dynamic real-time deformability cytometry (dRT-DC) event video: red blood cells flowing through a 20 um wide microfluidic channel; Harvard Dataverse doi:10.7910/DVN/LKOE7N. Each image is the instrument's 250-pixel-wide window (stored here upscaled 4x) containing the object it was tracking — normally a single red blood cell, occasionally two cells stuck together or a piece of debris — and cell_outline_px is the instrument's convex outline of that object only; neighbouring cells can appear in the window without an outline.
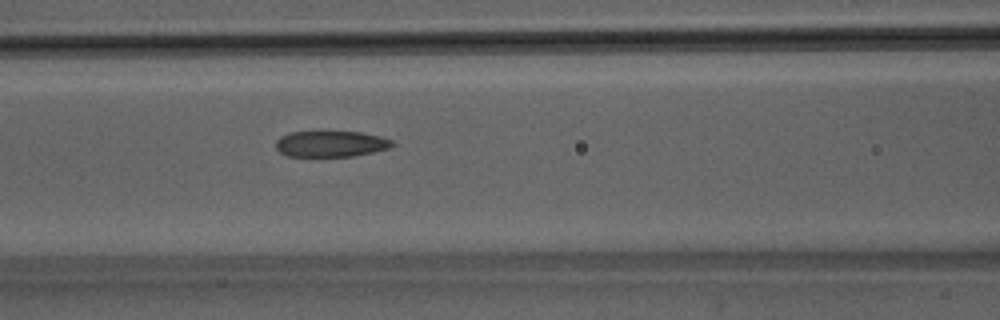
{"species": "Egyptian fruit bat (a non-hibernating species)", "species_latin": "Rousettus aegyptiacus", "temperature_condition": "room temperature", "stored_images_in_passage": 37, "camera_frame_rate_fps": 3000, "um_per_image_px": 0.085, "animal": {"sex": "male"}, "frame": {"image": 1, "passage_image": 9, "time_ms": 2.667, "image_size_px": [1000, 320], "cell_outline_px": [[396, 144], [388, 148], [372, 152], [352, 156], [288, 156], [280, 152], [276, 148], [276, 140], [280, 136], [292, 132], [360, 132], [380, 136], [392, 140]], "centroid_in_image_um": [28.12, 12.23], "position_along_channel_um": 138.5, "area_um2": 17.51}}
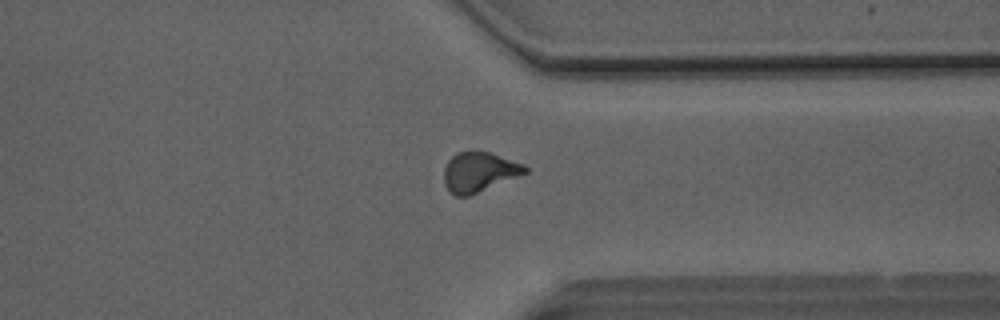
{"frame": {"image": 2, "passage_image": 26, "time_ms": 8.333, "image_size_px": [1000, 320], "cell_outline_px": [[528, 172], [468, 196], [452, 196], [448, 192], [444, 184], [444, 168], [448, 160], [456, 152], [488, 152], [524, 164], [528, 168]], "centroid_in_image_um": [40.68, 14.64], "position_along_channel_um": 370.7, "area_um2": 18.67}}
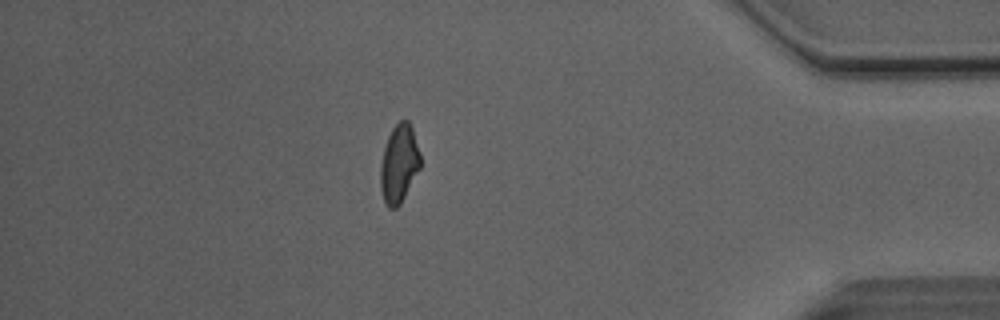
{"frame": {"image": 3, "passage_image": 31, "time_ms": 10.0, "image_size_px": [1000, 320], "cell_outline_px": [[420, 168], [400, 204], [396, 208], [388, 208], [384, 200], [380, 188], [380, 164], [384, 148], [388, 136], [392, 128], [400, 120], [408, 120], [412, 128], [420, 152]], "centroid_in_image_um": [33.91, 13.91], "position_along_channel_um": 401.3, "area_um2": 18.15}, "authors_computed_cell_mechanics": {"area_um2": 18.785, "velocity_mm_per_s": 4.1188, "shape_relaxation_time_tau1_ms": null, "shape_relaxation_time_tau2_ms": 1.7072, "deformation_change_tau1": null, "deformation_change_tau2": 0.0853}}